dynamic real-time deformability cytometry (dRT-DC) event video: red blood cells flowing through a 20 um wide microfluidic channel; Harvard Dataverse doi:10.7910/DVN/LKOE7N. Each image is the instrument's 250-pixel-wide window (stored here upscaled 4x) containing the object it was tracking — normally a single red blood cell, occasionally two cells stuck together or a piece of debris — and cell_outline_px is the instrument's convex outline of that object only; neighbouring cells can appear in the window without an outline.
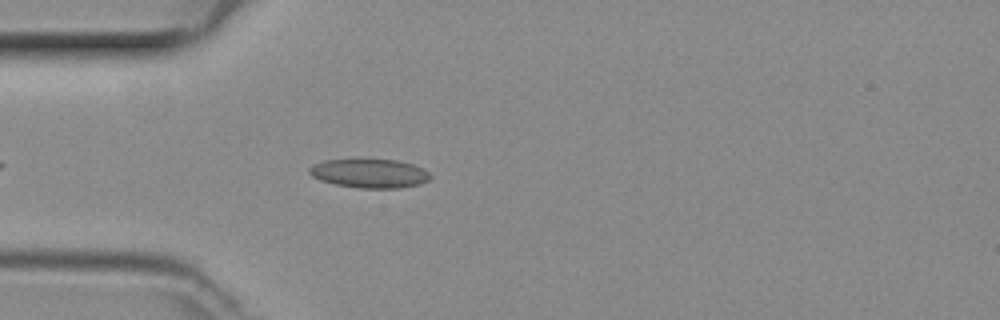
{"species": "common noctule bat (a hibernating species)", "species_latin": "Nyctalus noctula", "temperature_condition": "room temperature", "stored_images_in_passage": 40, "camera_frame_rate_fps": 3000, "um_per_image_px": 0.085, "animal": {"sex": "female", "body_mass_g": 29.2, "forearm_length_mm": 56.3}, "frame": {"image": 1, "passage_image": 5, "time_ms": 1.333, "image_size_px": [1000, 320], "cell_outline_px": [[432, 176], [428, 180], [420, 184], [400, 188], [360, 188], [336, 184], [320, 180], [312, 176], [308, 172], [308, 168], [312, 164], [324, 160], [396, 160], [412, 164], [428, 172]], "centroid_in_image_um": [31.39, 14.74], "position_along_channel_um": 53.6, "area_um2": 20.23}}
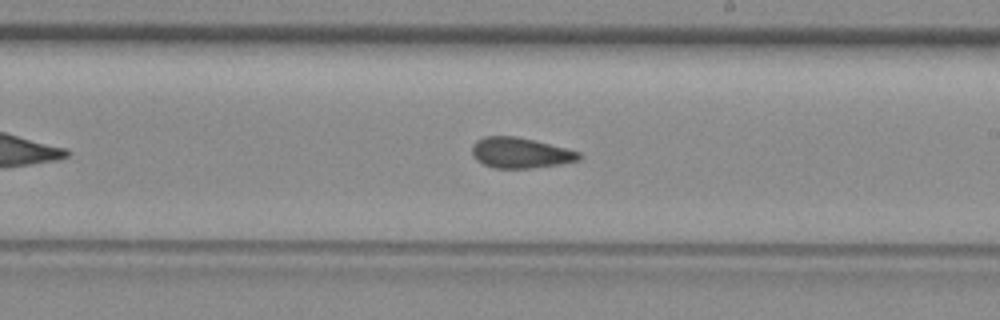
{"frame": {"image": 2, "passage_image": 19, "time_ms": 6.0, "image_size_px": [1000, 320], "cell_outline_px": [[584, 156], [580, 160], [560, 164], [532, 168], [492, 168], [476, 160], [472, 156], [472, 144], [476, 140], [484, 136], [516, 136], [580, 152]], "centroid_in_image_um": [44.21, 13.0], "position_along_channel_um": 244.8, "area_um2": 19.07}}
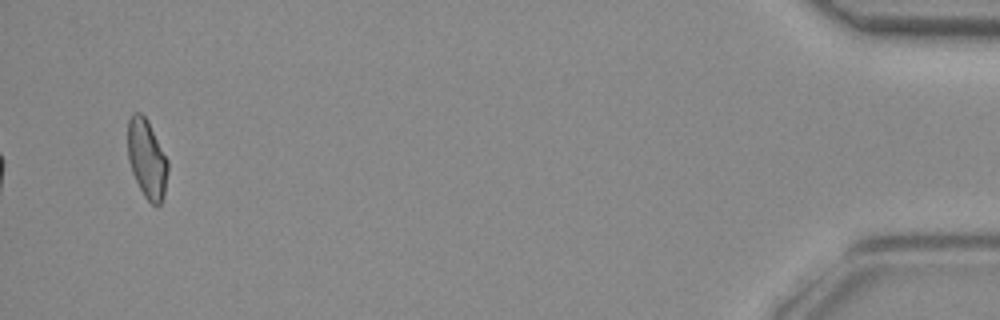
{"frame": {"image": 3, "passage_image": 38, "time_ms": 12.333, "image_size_px": [1000, 320], "cell_outline_px": [[168, 172], [164, 196], [160, 204], [156, 208], [144, 196], [132, 172], [128, 160], [128, 120], [132, 112], [140, 112], [148, 120], [168, 160]], "centroid_in_image_um": [12.49, 13.5], "position_along_channel_um": 422.7, "area_um2": 18.55}}